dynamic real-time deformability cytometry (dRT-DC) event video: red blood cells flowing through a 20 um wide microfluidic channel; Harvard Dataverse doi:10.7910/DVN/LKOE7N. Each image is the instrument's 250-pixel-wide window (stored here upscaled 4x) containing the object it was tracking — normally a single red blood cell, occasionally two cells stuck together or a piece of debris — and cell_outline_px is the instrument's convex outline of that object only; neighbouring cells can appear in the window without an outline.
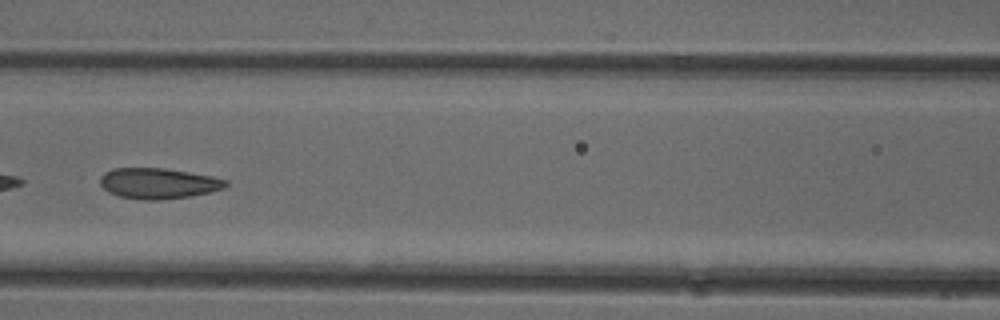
{"species": "common noctule bat (a hibernating species)", "species_latin": "Nyctalus noctula", "temperature_condition": "cold", "stored_images_in_passage": 46, "camera_frame_rate_fps": 3000, "um_per_image_px": 0.085, "animal": {"sex": "female"}, "frame": {"image": 1, "passage_image": 19, "time_ms": 6.0, "image_size_px": [1000, 320], "cell_outline_px": [[228, 184], [224, 188], [212, 192], [188, 196], [160, 200], [144, 200], [120, 196], [108, 192], [100, 184], [100, 176], [104, 172], [112, 168], [164, 168], [212, 176], [228, 180]], "centroid_in_image_um": [13.45, 15.58], "position_along_channel_um": 153.1, "area_um2": 22.48}}
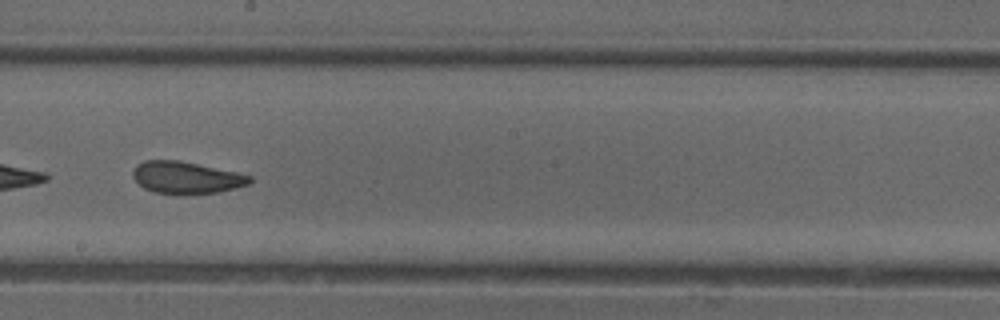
{"frame": {"image": 2, "passage_image": 25, "time_ms": 8.0, "image_size_px": [1000, 320], "cell_outline_px": [[252, 180], [248, 184], [220, 192], [152, 192], [144, 188], [132, 176], [132, 172], [136, 164], [144, 160], [180, 160], [236, 172], [252, 176]], "centroid_in_image_um": [15.81, 15.05], "position_along_channel_um": 232.4, "area_um2": 21.27}}
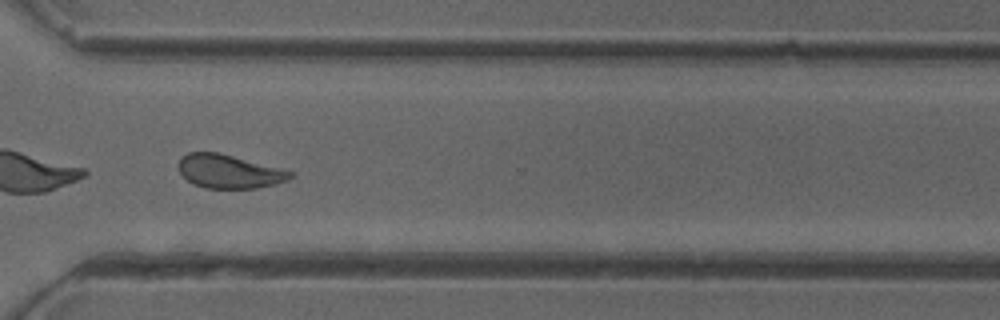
{"frame": {"image": 3, "passage_image": 34, "time_ms": 11.0, "image_size_px": [1000, 320], "cell_outline_px": [[292, 176], [284, 180], [272, 184], [256, 188], [204, 188], [188, 180], [180, 172], [176, 164], [188, 152], [220, 152], [292, 172]], "centroid_in_image_um": [19.39, 14.56], "position_along_channel_um": 351.2, "area_um2": 21.39}, "authors_computed_cell_mechanics": {"area_um2": 22.831, "velocity_mm_per_s": 3.9737, "shape_relaxation_time_tau1_ms": 7.3687, "shape_relaxation_time_tau2_ms": 1.4435, "deformation_change_tau1": 0.158, "deformation_change_tau2": 0.0896}}